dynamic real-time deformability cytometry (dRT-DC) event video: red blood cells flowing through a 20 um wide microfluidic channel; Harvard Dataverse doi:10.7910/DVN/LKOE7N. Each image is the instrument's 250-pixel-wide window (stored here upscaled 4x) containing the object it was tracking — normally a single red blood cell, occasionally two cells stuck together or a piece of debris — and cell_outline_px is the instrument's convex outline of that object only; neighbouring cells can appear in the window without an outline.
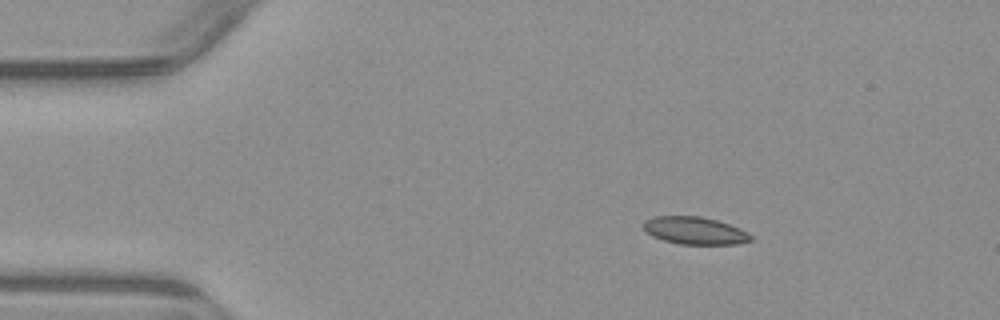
{"species": "common noctule bat (a hibernating species)", "species_latin": "Nyctalus noctula", "temperature_condition": "warm", "stored_images_in_passage": 2, "camera_frame_rate_fps": 3000, "um_per_image_px": 0.085, "animal": {"sex": "male", "body_mass_g": 23.1, "forearm_length_mm": 52.7}, "frame": {"image": 1, "passage_image": 1, "time_ms": 0.0, "image_size_px": [1000, 320], "cell_outline_px": [[752, 240], [736, 244], [680, 244], [664, 240], [652, 236], [640, 224], [644, 220], [652, 216], [700, 216], [716, 220], [740, 228], [748, 232], [752, 236]], "centroid_in_image_um": [59.03, 19.59], "position_along_channel_um": 26.0, "area_um2": 17.22}}